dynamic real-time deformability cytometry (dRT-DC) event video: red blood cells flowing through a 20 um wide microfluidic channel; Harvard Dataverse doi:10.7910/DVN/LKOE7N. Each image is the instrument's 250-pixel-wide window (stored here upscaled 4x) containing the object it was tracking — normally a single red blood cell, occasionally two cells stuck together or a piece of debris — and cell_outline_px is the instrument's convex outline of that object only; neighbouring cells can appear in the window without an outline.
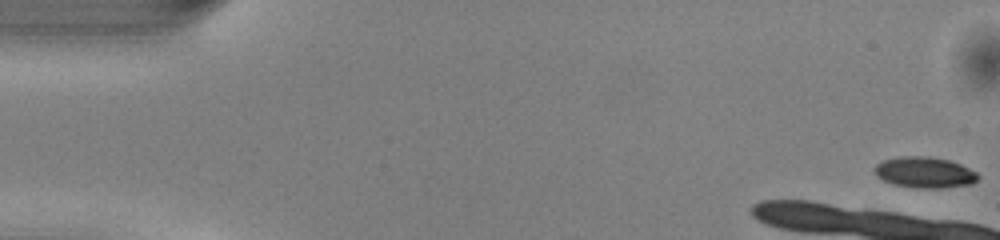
{"species": "common noctule bat (a hibernating species)", "species_latin": "Nyctalus noctula", "temperature_condition": "warm", "stored_images_in_passage": 11, "camera_frame_rate_fps": 3000, "um_per_image_px": 0.085, "animal": {"sex": "male", "body_mass_g": 13.0, "forearm_length_mm": 53.1}, "frame": {"image": 1, "passage_image": 1, "time_ms": 0.0, "image_size_px": [1000, 240], "cell_outline_px": [[980, 176], [972, 184], [940, 188], [916, 188], [892, 184], [876, 176], [876, 164], [884, 160], [900, 156], [928, 156], [948, 160], [960, 164], [976, 172]], "centroid_in_image_um": [78.6, 14.66], "position_along_channel_um": 6.4, "area_um2": 18.55}}